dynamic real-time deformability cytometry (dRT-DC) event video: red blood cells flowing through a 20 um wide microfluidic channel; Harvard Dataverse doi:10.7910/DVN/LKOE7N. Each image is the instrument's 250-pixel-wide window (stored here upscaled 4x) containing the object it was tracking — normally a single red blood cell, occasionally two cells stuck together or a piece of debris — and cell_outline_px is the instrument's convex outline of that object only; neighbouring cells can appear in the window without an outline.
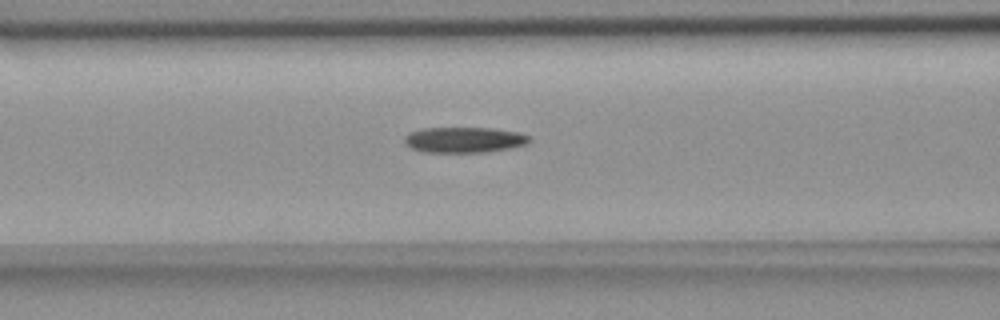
{"species": "common noctule bat (a hibernating species)", "species_latin": "Nyctalus noctula", "temperature_condition": "room temperature", "stored_images_in_passage": 7, "camera_frame_rate_fps": 3000, "um_per_image_px": 0.085, "animal": {"sex": "female", "body_mass_g": 18.4}, "frame": {"image": 1, "passage_image": 7, "time_ms": 7.667, "image_size_px": [1000, 320], "cell_outline_px": [[532, 140], [528, 144], [488, 152], [424, 152], [412, 148], [404, 144], [404, 136], [412, 132], [424, 128], [492, 128], [520, 132], [528, 136]], "centroid_in_image_um": [39.48, 11.88], "position_along_channel_um": 127.1, "area_um2": 18.67}}